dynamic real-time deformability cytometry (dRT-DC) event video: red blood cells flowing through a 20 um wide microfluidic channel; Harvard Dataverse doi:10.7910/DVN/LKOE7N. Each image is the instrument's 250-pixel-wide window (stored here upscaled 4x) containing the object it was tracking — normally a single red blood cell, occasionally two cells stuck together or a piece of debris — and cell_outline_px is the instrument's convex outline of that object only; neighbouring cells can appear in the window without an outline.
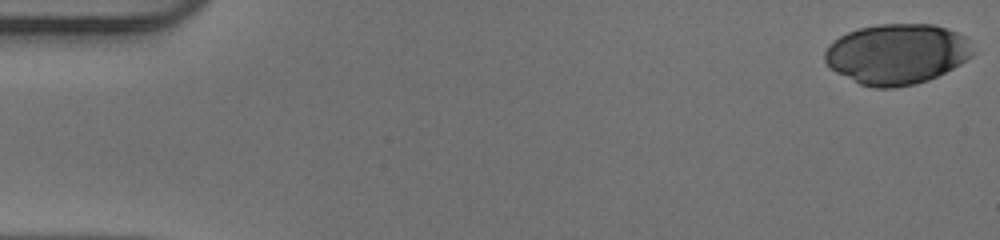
{"species": "human", "species_latin": "Homo sapiens", "temperature_condition": "warm", "stored_images_in_passage": 51, "camera_frame_rate_fps": 3000, "um_per_image_px": 0.085, "donor": {"sex": "male"}, "frame": {"image": 1, "passage_image": 1, "time_ms": 0.0, "image_size_px": [1000, 240], "cell_outline_px": [[976, 52], [972, 56], [960, 64], [928, 80], [916, 84], [896, 88], [872, 88], [860, 84], [828, 68], [824, 60], [824, 52], [840, 36], [848, 32], [860, 28], [876, 24], [932, 24], [956, 32], [964, 36]], "centroid_in_image_um": [76.23, 4.6], "position_along_channel_um": 8.8, "area_um2": 52.08}}
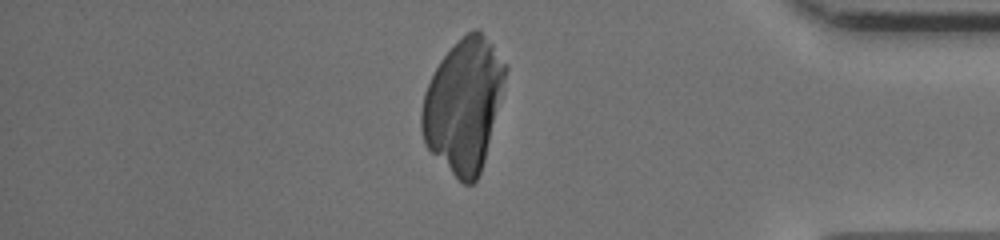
{"frame": {"image": 2, "passage_image": 44, "time_ms": 14.333, "image_size_px": [1000, 240], "cell_outline_px": [[508, 68], [484, 160], [480, 172], [476, 180], [472, 184], [464, 184], [424, 144], [420, 128], [420, 112], [424, 92], [440, 60], [468, 32], [476, 28], [480, 28], [508, 64]], "centroid_in_image_um": [39.41, 8.89], "position_along_channel_um": 395.8, "area_um2": 63.98}}
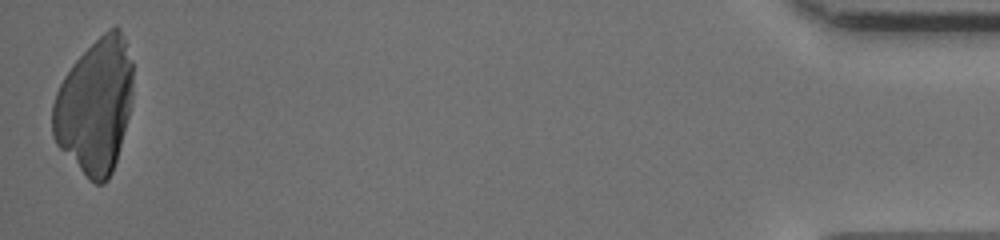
{"frame": {"image": 3, "passage_image": 51, "time_ms": 16.667, "image_size_px": [1000, 240], "cell_outline_px": [[132, 104], [116, 160], [112, 172], [108, 180], [104, 184], [96, 184], [88, 180], [56, 144], [52, 136], [52, 104], [56, 92], [64, 76], [72, 64], [108, 28], [116, 24], [120, 28], [132, 60]], "centroid_in_image_um": [8.07, 9.03], "position_along_channel_um": 427.1, "area_um2": 63.29}}